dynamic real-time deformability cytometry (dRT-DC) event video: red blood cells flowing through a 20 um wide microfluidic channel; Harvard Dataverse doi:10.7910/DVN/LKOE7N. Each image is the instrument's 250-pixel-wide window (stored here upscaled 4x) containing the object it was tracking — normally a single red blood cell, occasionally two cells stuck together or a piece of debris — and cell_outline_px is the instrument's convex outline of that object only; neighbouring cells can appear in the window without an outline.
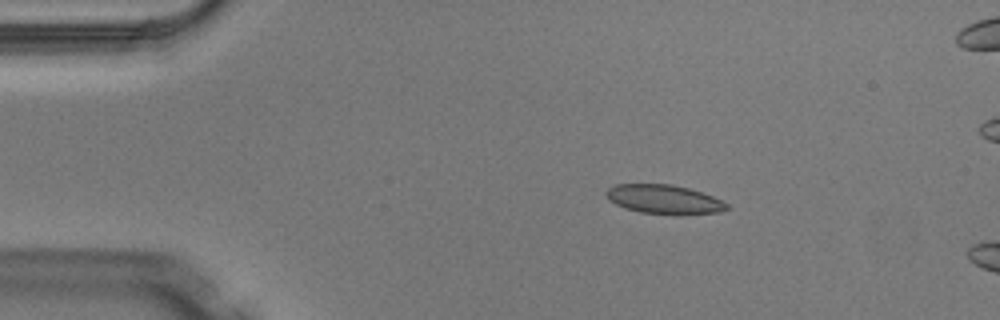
{"species": "Egyptian fruit bat (a non-hibernating species)", "species_latin": "Rousettus aegyptiacus", "temperature_condition": "warm", "stored_images_in_passage": 3, "camera_frame_rate_fps": 3000, "um_per_image_px": 0.085, "animal": {"sex": "male"}, "frame": {"image": 1, "passage_image": 2, "time_ms": 0.333, "image_size_px": [1000, 320], "cell_outline_px": [[728, 208], [720, 212], [676, 216], [640, 212], [624, 208], [608, 200], [604, 192], [608, 188], [616, 184], [672, 184], [688, 188], [712, 196], [728, 204]], "centroid_in_image_um": [56.42, 16.96], "position_along_channel_um": 28.6, "area_um2": 20.75}}